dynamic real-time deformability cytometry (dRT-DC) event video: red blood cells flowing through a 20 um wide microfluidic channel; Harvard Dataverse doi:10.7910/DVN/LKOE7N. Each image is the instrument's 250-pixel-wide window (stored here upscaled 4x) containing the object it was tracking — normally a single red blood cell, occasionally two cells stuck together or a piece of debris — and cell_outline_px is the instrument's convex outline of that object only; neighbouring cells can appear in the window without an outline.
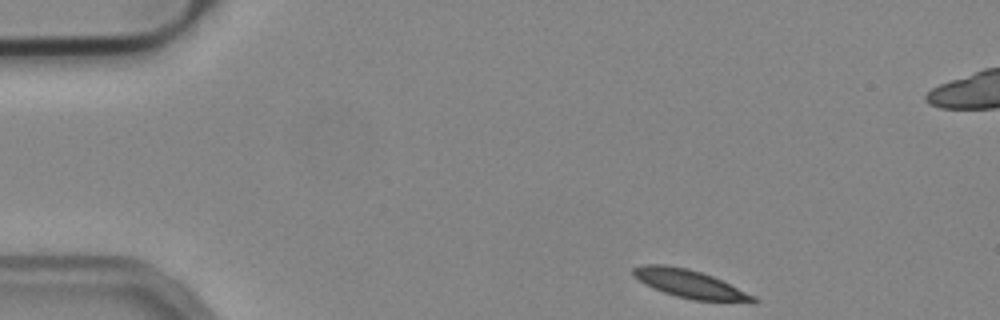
{"species": "common noctule bat (a hibernating species)", "species_latin": "Nyctalus noctula", "temperature_condition": "cold", "stored_images_in_passage": 48, "camera_frame_rate_fps": 3000, "um_per_image_px": 0.085, "animal": {"sex": "male", "body_mass_g": 19.2, "forearm_length_mm": 51.8}, "frame": {"image": 1, "passage_image": 1, "time_ms": 0.0, "image_size_px": [1000, 320], "cell_outline_px": [[760, 300], [756, 304], [752, 304], [692, 300], [676, 296], [652, 288], [644, 284], [632, 276], [632, 268], [644, 264], [664, 264], [688, 268], [712, 276], [756, 296]], "centroid_in_image_um": [58.7, 24.17], "position_along_channel_um": 26.3, "area_um2": 20.29}}
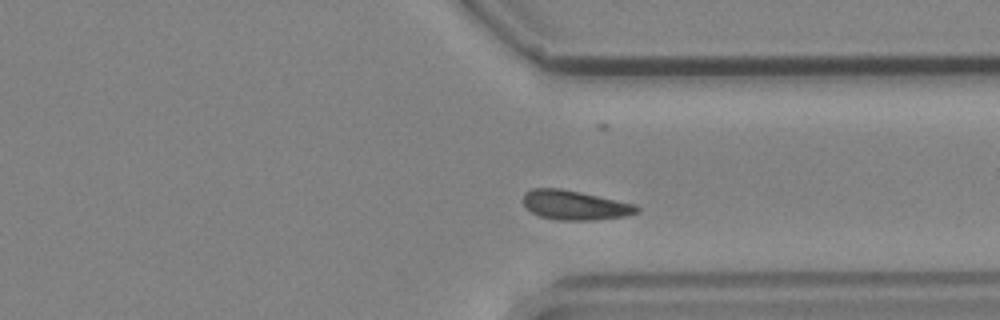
{"frame": {"image": 2, "passage_image": 34, "time_ms": 11.0, "image_size_px": [1000, 320], "cell_outline_px": [[640, 212], [628, 216], [592, 220], [560, 220], [540, 216], [532, 212], [524, 204], [524, 192], [532, 188], [560, 188], [580, 192], [636, 204], [640, 208]], "centroid_in_image_um": [48.91, 17.44], "position_along_channel_um": 362.5, "area_um2": 19.48}}
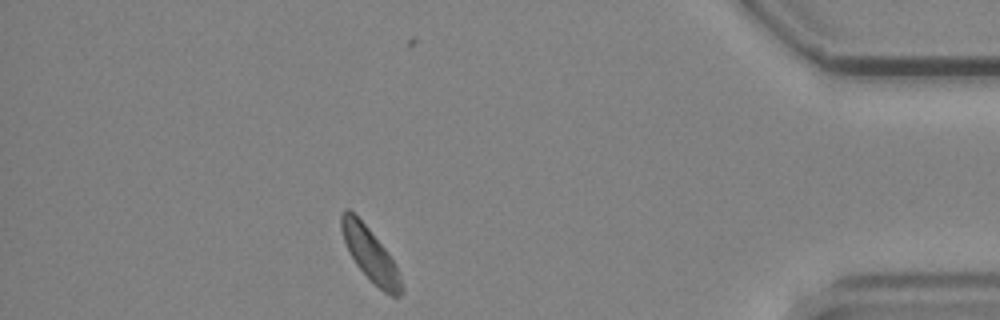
{"frame": {"image": 3, "passage_image": 41, "time_ms": 13.333, "image_size_px": [1000, 320], "cell_outline_px": [[404, 288], [400, 296], [392, 296], [384, 292], [356, 264], [344, 240], [340, 228], [340, 216], [344, 208], [348, 208], [368, 228], [384, 248], [396, 264], [400, 272]], "centroid_in_image_um": [31.49, 21.63], "position_along_channel_um": 403.7, "area_um2": 18.21}, "authors_computed_cell_mechanics": {"area_um2": 19.5364, "velocity_mm_per_s": 3.7416, "shape_relaxation_time_tau1_ms": 3.4894, "shape_relaxation_time_tau2_ms": null, "deformation_change_tau1": 0.0937, "deformation_change_tau2": null}}